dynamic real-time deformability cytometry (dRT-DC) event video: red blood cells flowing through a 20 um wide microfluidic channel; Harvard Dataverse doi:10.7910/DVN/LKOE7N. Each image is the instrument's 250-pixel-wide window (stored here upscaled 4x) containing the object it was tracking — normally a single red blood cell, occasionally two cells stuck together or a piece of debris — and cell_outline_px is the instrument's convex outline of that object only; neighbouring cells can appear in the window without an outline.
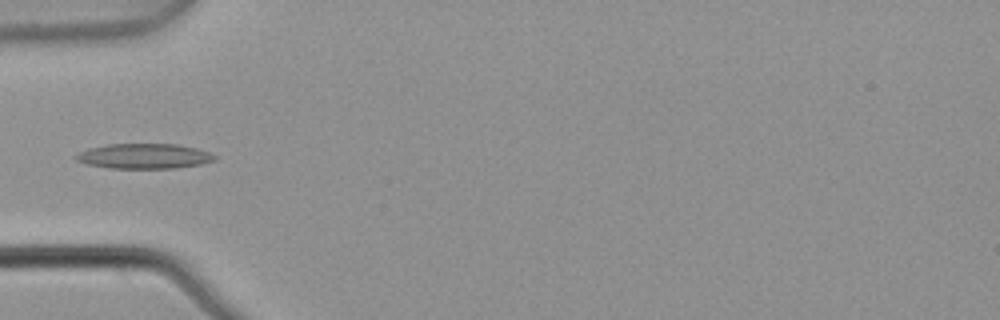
{"species": "common noctule bat (a hibernating species)", "species_latin": "Nyctalus noctula", "temperature_condition": "warm", "stored_images_in_passage": 4, "camera_frame_rate_fps": 3000, "um_per_image_px": 0.085, "animal": {"sex": "male", "body_mass_g": 21.5, "forearm_length_mm": 52.0}, "frame": {"image": 1, "passage_image": 4, "time_ms": 1.0, "image_size_px": [1000, 320], "cell_outline_px": [[216, 160], [200, 164], [176, 168], [108, 168], [88, 164], [76, 160], [72, 156], [88, 148], [108, 144], [176, 144], [196, 148], [208, 152], [216, 156]], "centroid_in_image_um": [12.23, 13.27], "position_along_channel_um": 72.8, "area_um2": 20.23}}